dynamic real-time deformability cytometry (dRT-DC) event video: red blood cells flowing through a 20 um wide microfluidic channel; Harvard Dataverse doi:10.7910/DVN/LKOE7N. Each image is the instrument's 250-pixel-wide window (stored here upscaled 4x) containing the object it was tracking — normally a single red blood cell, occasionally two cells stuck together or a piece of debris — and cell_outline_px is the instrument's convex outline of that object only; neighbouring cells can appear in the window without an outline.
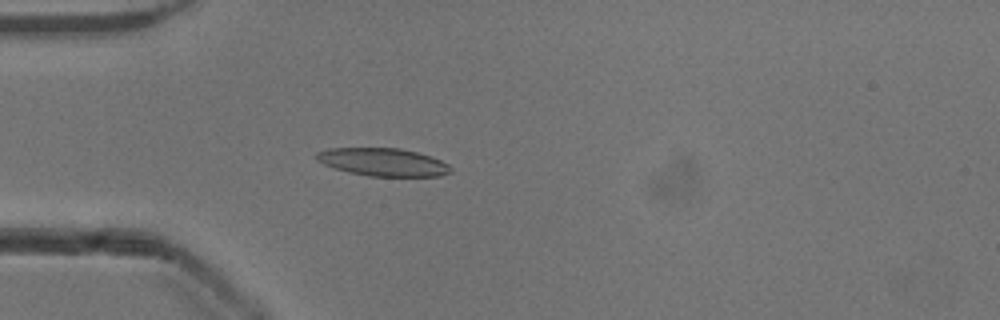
{"species": "common noctule bat (a hibernating species)", "species_latin": "Nyctalus noctula", "temperature_condition": "cold", "stored_images_in_passage": 53, "camera_frame_rate_fps": 3000, "um_per_image_px": 0.085, "animal": {"sex": "male", "body_mass_g": 13.3}, "frame": {"image": 1, "passage_image": 16, "time_ms": 5.0, "image_size_px": [1000, 320], "cell_outline_px": [[452, 172], [440, 176], [368, 176], [348, 172], [332, 168], [316, 160], [316, 152], [328, 148], [400, 148], [432, 156], [448, 164], [452, 168]], "centroid_in_image_um": [32.55, 13.78], "position_along_channel_um": 52.5, "area_um2": 21.96}}
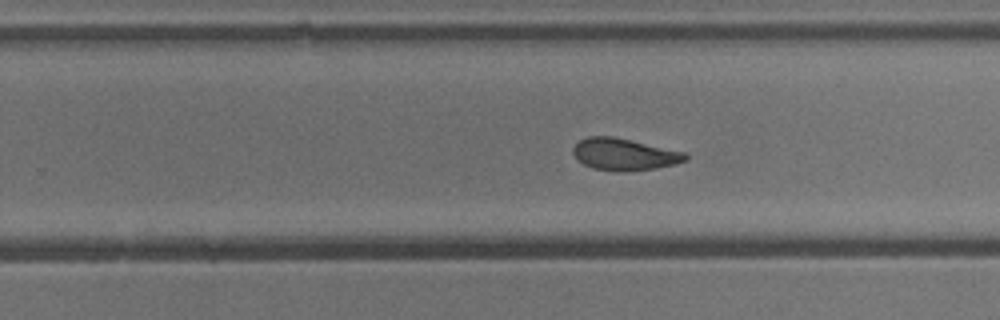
{"frame": {"image": 2, "passage_image": 34, "time_ms": 11.0, "image_size_px": [1000, 320], "cell_outline_px": [[688, 160], [676, 164], [656, 168], [620, 172], [592, 168], [576, 160], [572, 152], [572, 148], [580, 140], [588, 136], [612, 136], [684, 152], [688, 156]], "centroid_in_image_um": [53.03, 13.13], "position_along_channel_um": 276.8, "area_um2": 20.87}}
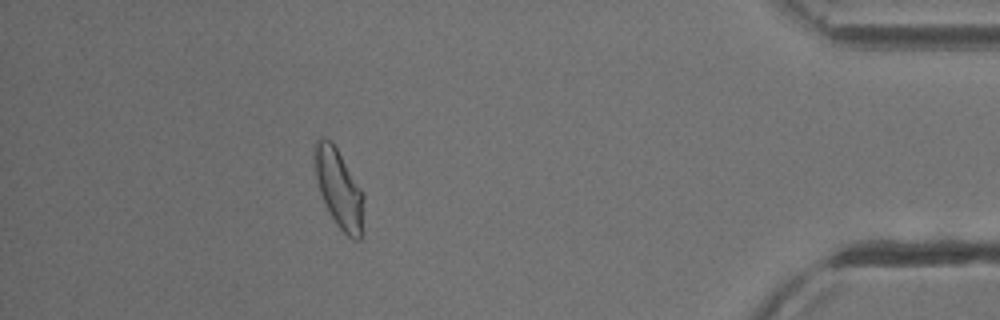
{"frame": {"image": 3, "passage_image": 48, "time_ms": 15.667, "image_size_px": [1000, 320], "cell_outline_px": [[364, 232], [360, 240], [352, 240], [336, 224], [320, 192], [316, 176], [312, 156], [312, 152], [316, 140], [320, 136], [324, 136], [332, 140], [360, 188], [364, 196]], "centroid_in_image_um": [28.81, 16.02], "position_along_channel_um": 406.4, "area_um2": 22.83}, "authors_computed_cell_mechanics": {"area_um2": 21.1548, "velocity_mm_per_s": 3.891, "shape_relaxation_time_tau1_ms": 4.5006, "shape_relaxation_time_tau2_ms": 2.8799, "deformation_change_tau1": 0.1699, "deformation_change_tau2": 0.1064}}